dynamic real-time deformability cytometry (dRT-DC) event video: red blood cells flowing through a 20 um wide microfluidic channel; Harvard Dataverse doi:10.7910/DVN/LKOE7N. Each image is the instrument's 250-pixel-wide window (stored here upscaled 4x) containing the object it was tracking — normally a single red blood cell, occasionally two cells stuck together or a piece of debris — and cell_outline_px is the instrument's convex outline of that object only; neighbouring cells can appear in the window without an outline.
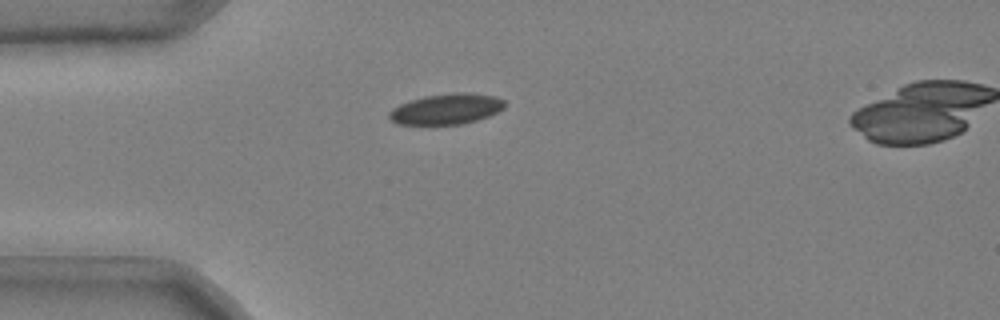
{"species": "common noctule bat (a hibernating species)", "species_latin": "Nyctalus noctula", "temperature_condition": "cold", "stored_images_in_passage": 34, "camera_frame_rate_fps": 3000, "um_per_image_px": 0.085, "animal": {"sex": "male", "body_mass_g": 20.4}, "frame": {"image": 1, "passage_image": 1, "time_ms": 0.0, "image_size_px": [1000, 320], "cell_outline_px": [[504, 108], [488, 116], [476, 120], [460, 124], [424, 128], [396, 124], [388, 116], [388, 112], [392, 108], [400, 104], [424, 96], [452, 92], [468, 92], [496, 96], [504, 100]], "centroid_in_image_um": [37.87, 9.31], "position_along_channel_um": 47.1, "area_um2": 21.5}}
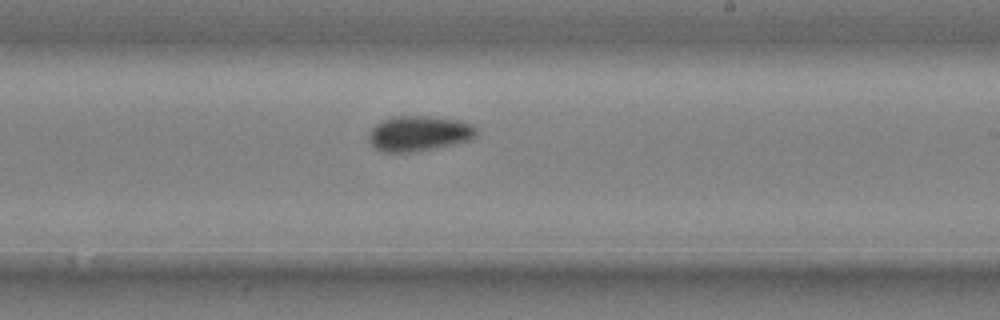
{"frame": {"image": 2, "passage_image": 19, "time_ms": 6.0, "image_size_px": [1000, 320], "cell_outline_px": [[476, 136], [472, 140], [436, 148], [408, 152], [384, 152], [376, 148], [372, 144], [368, 136], [372, 128], [380, 120], [392, 116], [432, 116], [456, 120], [472, 124], [476, 128]], "centroid_in_image_um": [35.62, 11.33], "position_along_channel_um": 253.4, "area_um2": 22.14}}
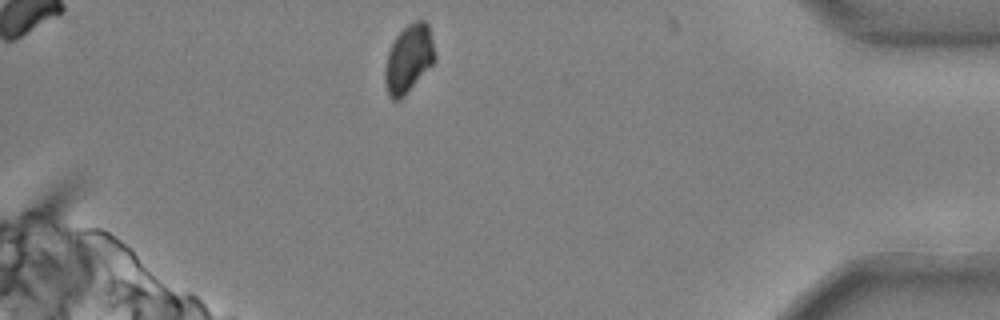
{"frame": {"image": 3, "passage_image": 34, "time_ms": 11.0, "image_size_px": [1000, 320], "cell_outline_px": [[436, 60], [404, 96], [400, 100], [392, 100], [388, 96], [384, 80], [384, 72], [388, 52], [396, 36], [408, 24], [416, 20], [424, 20], [428, 24], [436, 56]], "centroid_in_image_um": [34.73, 5.01], "position_along_channel_um": 400.5, "area_um2": 19.71}, "authors_computed_cell_mechanics": {"area_um2": 21.3282, "velocity_mm_per_s": 3.6759, "shape_relaxation_time_tau1_ms": 6.9355, "shape_relaxation_time_tau2_ms": null, "deformation_change_tau1": 0.0892, "deformation_change_tau2": null}}